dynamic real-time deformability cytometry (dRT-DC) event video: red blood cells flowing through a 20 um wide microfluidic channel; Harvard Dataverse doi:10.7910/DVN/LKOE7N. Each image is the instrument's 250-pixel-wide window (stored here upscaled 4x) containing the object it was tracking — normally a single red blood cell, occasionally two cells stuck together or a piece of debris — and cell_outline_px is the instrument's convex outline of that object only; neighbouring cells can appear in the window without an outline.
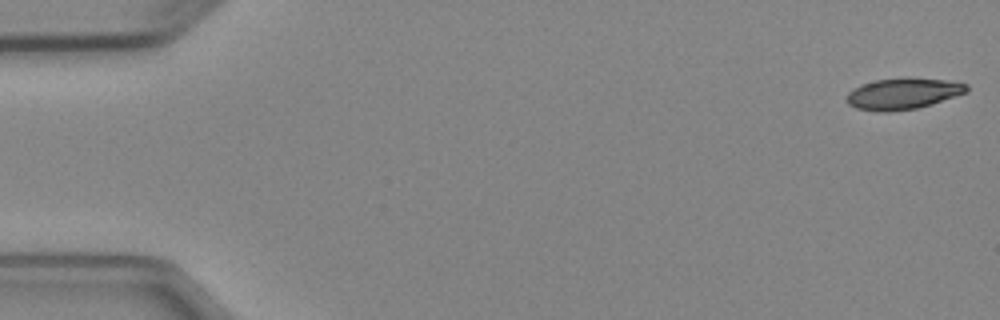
{"species": "Egyptian fruit bat (a non-hibernating species)", "species_latin": "Rousettus aegyptiacus", "temperature_condition": "cold", "stored_images_in_passage": 4, "camera_frame_rate_fps": 3000, "um_per_image_px": 0.085, "animal": {"sex": "female"}, "frame": {"image": 1, "passage_image": 1, "time_ms": 0.0, "image_size_px": [1000, 320], "cell_outline_px": [[968, 92], [932, 104], [916, 108], [888, 112], [876, 112], [856, 108], [848, 104], [848, 92], [860, 84], [876, 80], [944, 80], [968, 84]], "centroid_in_image_um": [76.73, 8.01], "position_along_channel_um": 8.3, "area_um2": 21.1}}
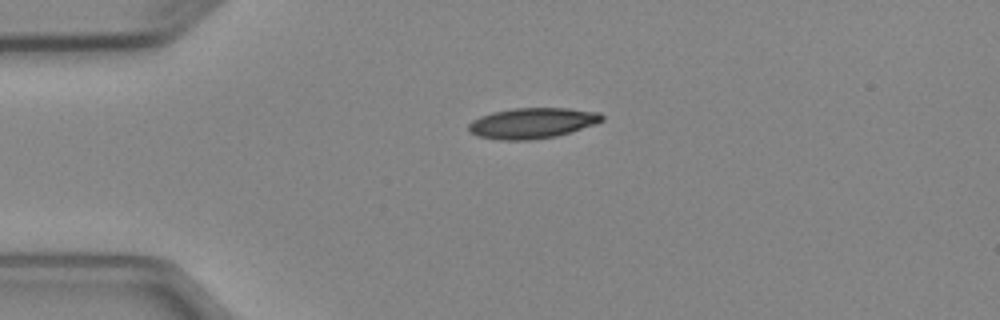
{"frame": {"image": 2, "passage_image": 4, "time_ms": 3.667, "image_size_px": [1000, 320], "cell_outline_px": [[604, 120], [596, 124], [556, 136], [532, 140], [500, 140], [480, 136], [472, 132], [468, 128], [468, 124], [472, 120], [480, 116], [492, 112], [512, 108], [568, 108], [600, 112], [604, 116]], "centroid_in_image_um": [45.27, 10.45], "position_along_channel_um": 39.7, "area_um2": 23.81}}